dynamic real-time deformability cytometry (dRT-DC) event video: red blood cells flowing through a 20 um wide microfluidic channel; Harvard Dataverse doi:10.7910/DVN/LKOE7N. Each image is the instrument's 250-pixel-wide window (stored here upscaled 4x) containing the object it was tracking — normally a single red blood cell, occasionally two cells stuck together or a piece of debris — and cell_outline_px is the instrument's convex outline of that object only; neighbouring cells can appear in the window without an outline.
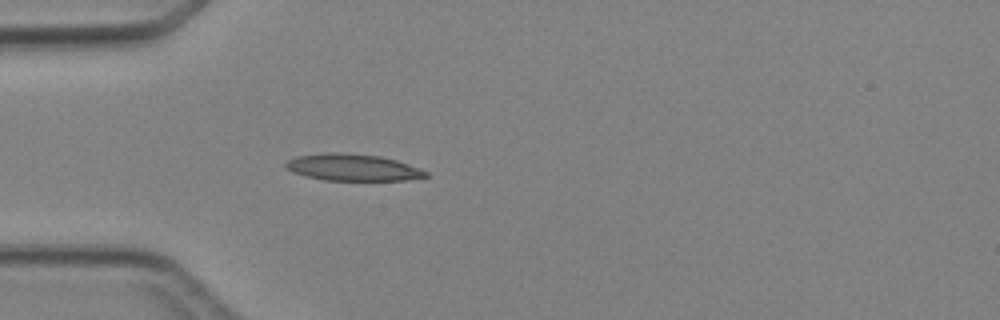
{"species": "Egyptian fruit bat (a non-hibernating species)", "species_latin": "Rousettus aegyptiacus", "temperature_condition": "cold", "stored_images_in_passage": 3, "camera_frame_rate_fps": 3000, "um_per_image_px": 0.085, "animal": {"sex": "female"}, "frame": {"image": 1, "passage_image": 3, "time_ms": 2.333, "image_size_px": [1000, 320], "cell_outline_px": [[428, 176], [404, 180], [324, 180], [304, 176], [292, 172], [284, 168], [284, 164], [288, 160], [296, 156], [332, 152], [340, 152], [380, 156], [396, 160], [408, 164], [428, 172]], "centroid_in_image_um": [29.92, 14.23], "position_along_channel_um": 55.1, "area_um2": 21.79}}